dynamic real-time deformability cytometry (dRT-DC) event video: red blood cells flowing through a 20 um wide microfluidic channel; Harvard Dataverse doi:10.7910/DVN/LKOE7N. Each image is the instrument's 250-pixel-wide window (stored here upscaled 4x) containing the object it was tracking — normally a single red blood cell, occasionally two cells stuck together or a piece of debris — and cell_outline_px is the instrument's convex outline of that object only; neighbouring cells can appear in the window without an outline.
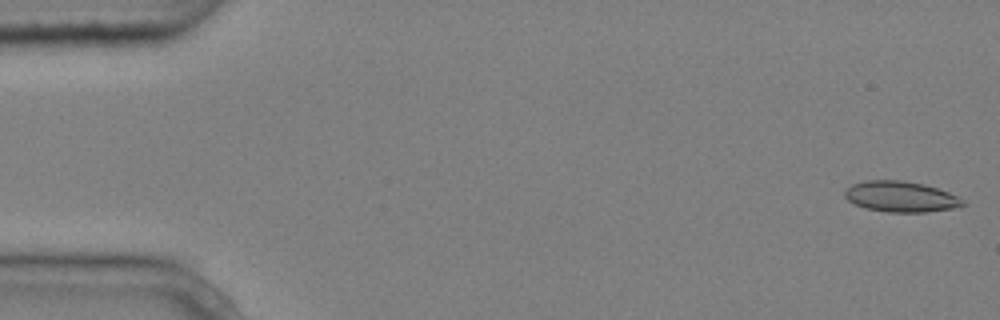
{"species": "common noctule bat (a hibernating species)", "species_latin": "Nyctalus noctula", "temperature_condition": "cold", "stored_images_in_passage": 5, "camera_frame_rate_fps": 3000, "um_per_image_px": 0.085, "animal": {"sex": "male", "body_mass_g": 20.4}, "frame": {"image": 1, "passage_image": 1, "time_ms": 0.0, "image_size_px": [1000, 320], "cell_outline_px": [[968, 204], [952, 208], [924, 212], [888, 212], [864, 208], [848, 200], [844, 196], [844, 192], [852, 184], [864, 180], [900, 180], [924, 184], [948, 192], [964, 200]], "centroid_in_image_um": [76.55, 16.71], "position_along_channel_um": 8.4, "area_um2": 21.04}}
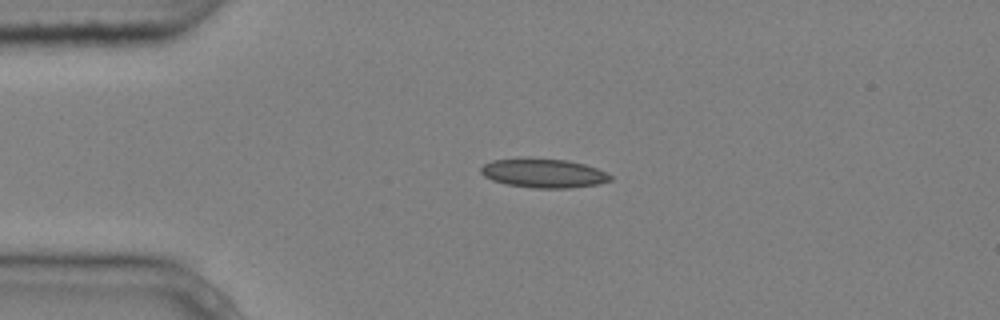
{"frame": {"image": 2, "passage_image": 3, "time_ms": 0.667, "image_size_px": [1000, 320], "cell_outline_px": [[612, 180], [596, 184], [572, 188], [532, 188], [508, 184], [492, 180], [484, 176], [480, 172], [480, 168], [484, 164], [492, 160], [528, 156], [568, 160], [584, 164], [596, 168], [612, 176]], "centroid_in_image_um": [46.16, 14.69], "position_along_channel_um": 38.8, "area_um2": 22.31}}
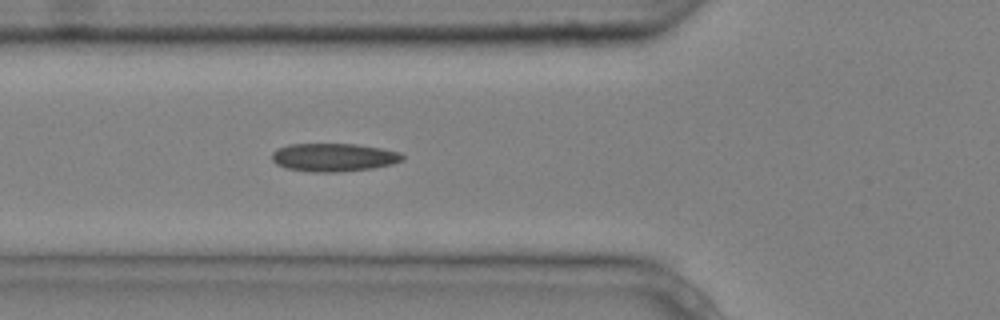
{"frame": {"image": 3, "passage_image": 5, "time_ms": 1.333, "image_size_px": [1000, 320], "cell_outline_px": [[404, 160], [392, 164], [372, 168], [340, 172], [312, 172], [288, 168], [276, 164], [272, 160], [272, 152], [276, 148], [288, 144], [356, 144], [380, 148], [400, 152], [404, 156]], "centroid_in_image_um": [28.35, 13.37], "position_along_channel_um": 97.4, "area_um2": 21.5}}